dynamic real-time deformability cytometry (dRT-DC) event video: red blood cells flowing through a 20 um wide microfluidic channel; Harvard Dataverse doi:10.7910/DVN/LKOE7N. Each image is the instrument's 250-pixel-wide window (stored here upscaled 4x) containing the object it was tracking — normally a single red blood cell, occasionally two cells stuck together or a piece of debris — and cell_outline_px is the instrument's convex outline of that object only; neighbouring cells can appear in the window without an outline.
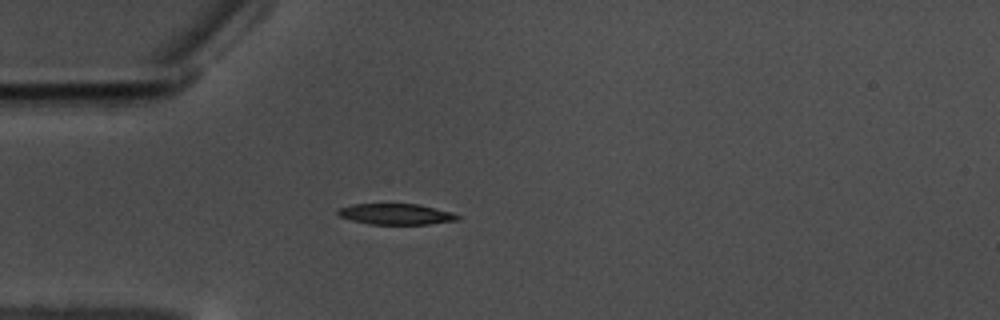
{"species": "common noctule bat (a hibernating species)", "species_latin": "Nyctalus noctula", "temperature_condition": "warm", "stored_images_in_passage": 43, "camera_frame_rate_fps": 3000, "um_per_image_px": 0.085, "animal": {"sex": "male", "body_mass_g": 17.5, "forearm_length_mm": 52.3}, "frame": {"image": 1, "passage_image": 1, "time_ms": 0.0, "image_size_px": [1000, 320], "cell_outline_px": [[460, 220], [428, 224], [368, 224], [352, 220], [340, 216], [336, 212], [336, 208], [352, 204], [420, 204], [452, 212], [460, 216]], "centroid_in_image_um": [33.66, 18.19], "position_along_channel_um": 51.3, "area_um2": 14.68}}
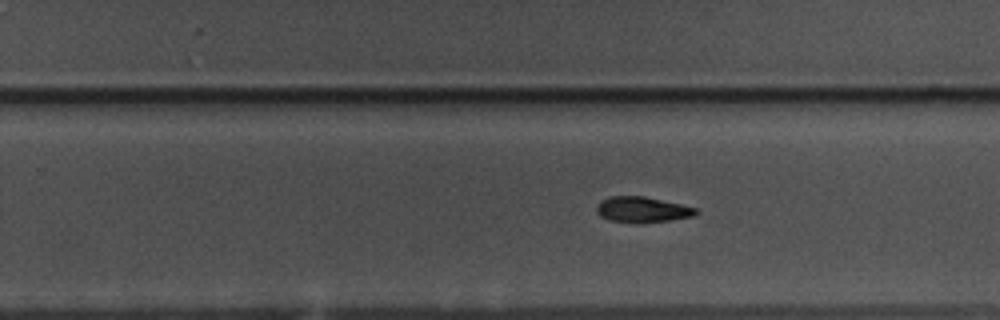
{"frame": {"image": 2, "passage_image": 21, "time_ms": 6.667, "image_size_px": [1000, 320], "cell_outline_px": [[700, 212], [692, 216], [668, 220], [640, 224], [636, 224], [608, 220], [600, 216], [596, 212], [596, 204], [600, 200], [608, 196], [644, 196], [680, 204], [696, 208]], "centroid_in_image_um": [54.52, 17.82], "position_along_channel_um": 275.3, "area_um2": 15.09}}
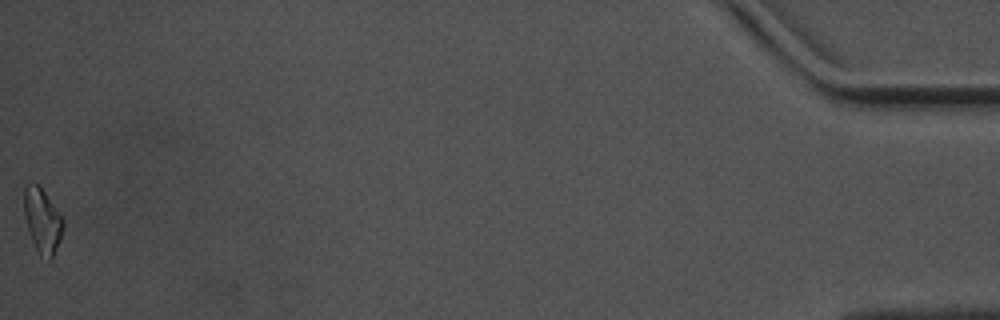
{"frame": {"image": 3, "passage_image": 43, "time_ms": 14.0, "image_size_px": [1000, 320], "cell_outline_px": [[64, 228], [60, 240], [52, 260], [48, 260], [40, 256], [28, 232], [24, 216], [24, 184], [32, 180], [40, 184], [64, 220]], "centroid_in_image_um": [3.59, 18.71], "position_along_channel_um": 431.6, "area_um2": 15.2}, "authors_computed_cell_mechanics": {"area_um2": 15.1436, "velocity_mm_per_s": 3.5122, "shape_relaxation_time_tau1_ms": 3.5258, "shape_relaxation_time_tau2_ms": null, "deformation_change_tau1": 0.1352, "deformation_change_tau2": null}}